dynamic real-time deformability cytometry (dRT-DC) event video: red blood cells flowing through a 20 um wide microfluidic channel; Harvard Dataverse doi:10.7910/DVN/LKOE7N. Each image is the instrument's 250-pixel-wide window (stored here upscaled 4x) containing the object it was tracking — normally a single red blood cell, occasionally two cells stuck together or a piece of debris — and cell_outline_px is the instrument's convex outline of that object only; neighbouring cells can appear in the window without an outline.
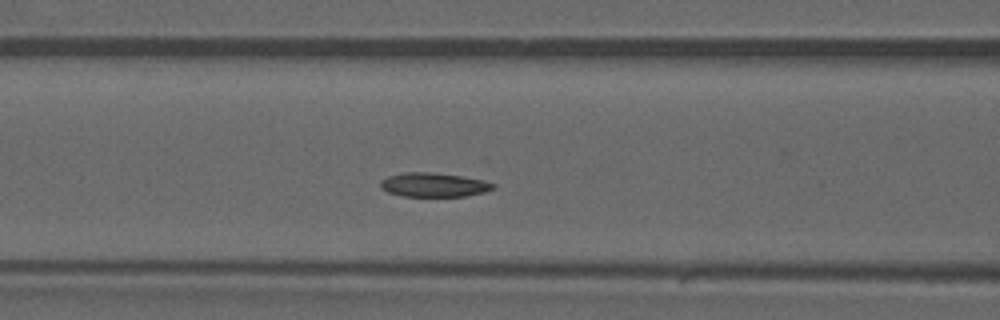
{"species": "common noctule bat (a hibernating species)", "species_latin": "Nyctalus noctula", "temperature_condition": "warm", "stored_images_in_passage": 39, "camera_frame_rate_fps": 3000, "um_per_image_px": 0.085, "animal": {"sex": "male", "forearm_length_mm": 52.5}, "frame": {"image": 1, "passage_image": 12, "time_ms": 3.667, "image_size_px": [1000, 320], "cell_outline_px": [[496, 188], [484, 192], [468, 196], [400, 196], [388, 192], [380, 188], [380, 180], [388, 176], [404, 172], [432, 172], [464, 176], [484, 180], [496, 184]], "centroid_in_image_um": [36.88, 15.7], "position_along_channel_um": 129.7, "area_um2": 16.07}}